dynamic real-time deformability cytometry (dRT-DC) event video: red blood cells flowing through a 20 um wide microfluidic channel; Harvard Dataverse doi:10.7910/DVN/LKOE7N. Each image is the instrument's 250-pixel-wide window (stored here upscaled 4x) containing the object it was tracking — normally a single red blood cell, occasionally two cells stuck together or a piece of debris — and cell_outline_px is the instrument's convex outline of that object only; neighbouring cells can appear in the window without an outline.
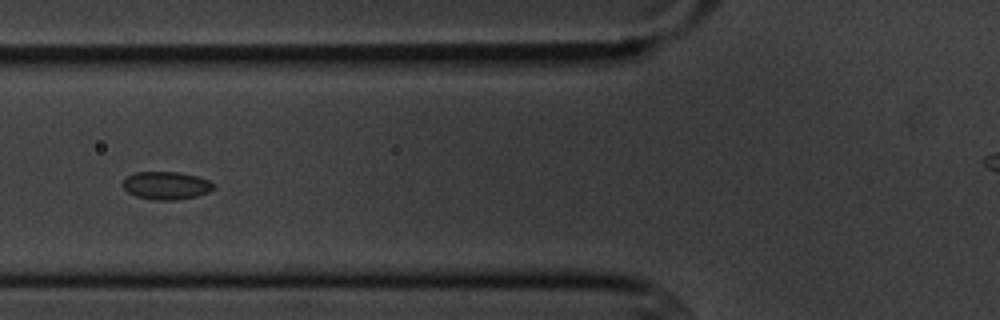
{"species": "common noctule bat (a hibernating species)", "species_latin": "Nyctalus noctula", "temperature_condition": "cold", "stored_images_in_passage": 8, "camera_frame_rate_fps": 3000, "um_per_image_px": 0.085, "animal": {"sex": "male", "body_mass_g": 20.1, "forearm_length_mm": 53.5}, "frame": {"image": 1, "passage_image": 6, "time_ms": 5.667, "image_size_px": [1000, 320], "cell_outline_px": [[216, 188], [208, 192], [196, 196], [176, 200], [152, 200], [136, 196], [128, 192], [120, 184], [128, 176], [136, 172], [180, 172], [196, 176], [208, 180], [216, 184]], "centroid_in_image_um": [14.14, 15.77], "position_along_channel_um": 111.7, "area_um2": 14.85}}
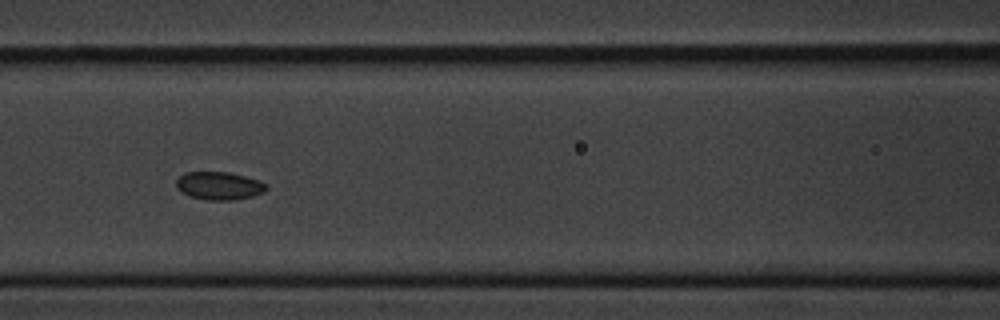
{"frame": {"image": 2, "passage_image": 7, "time_ms": 6.667, "image_size_px": [1000, 320], "cell_outline_px": [[268, 188], [264, 192], [252, 196], [236, 200], [204, 200], [188, 196], [180, 192], [176, 188], [176, 180], [184, 172], [228, 172], [244, 176], [268, 184]], "centroid_in_image_um": [18.59, 15.8], "position_along_channel_um": 148.0, "area_um2": 14.85}}
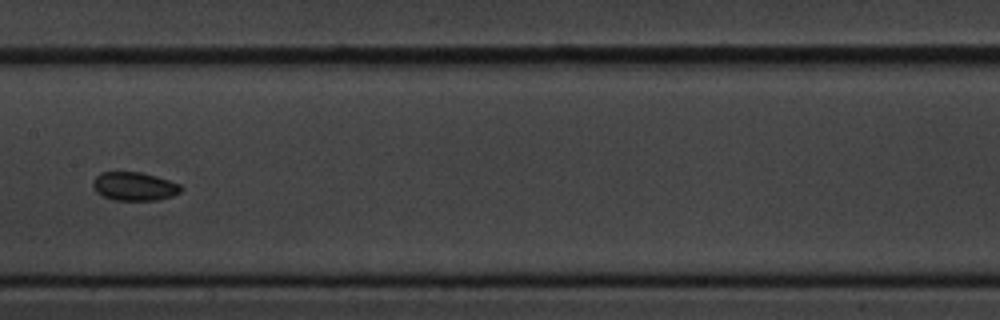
{"frame": {"image": 3, "passage_image": 8, "time_ms": 8.0, "image_size_px": [1000, 320], "cell_outline_px": [[184, 188], [180, 192], [172, 196], [156, 200], [116, 200], [104, 196], [96, 192], [92, 188], [92, 180], [100, 172], [140, 172], [156, 176], [180, 184]], "centroid_in_image_um": [11.4, 15.83], "position_along_channel_um": 196.0, "area_um2": 14.68}}